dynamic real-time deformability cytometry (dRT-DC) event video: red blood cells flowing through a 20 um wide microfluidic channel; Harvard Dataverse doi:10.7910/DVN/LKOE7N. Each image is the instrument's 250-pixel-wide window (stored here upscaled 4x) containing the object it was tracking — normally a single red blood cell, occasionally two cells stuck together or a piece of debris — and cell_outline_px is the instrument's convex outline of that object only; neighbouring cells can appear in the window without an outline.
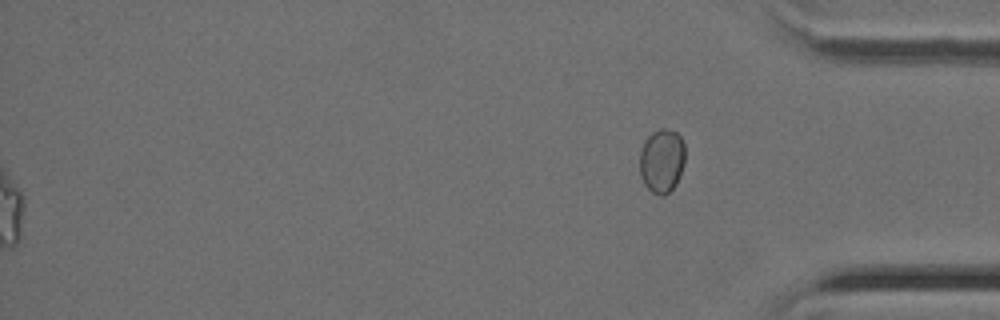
{"species": "Egyptian fruit bat (a non-hibernating species)", "species_latin": "Rousettus aegyptiacus", "temperature_condition": "cold", "stored_images_in_passage": 49, "segment_of_instrument_passage": [2, 2], "camera_frame_rate_fps": 3000, "um_per_image_px": 0.085, "animal": {"sex": "female"}, "frame": {"image": 1, "passage_image": 49, "time_ms": 16.0, "image_size_px": [1000, 320], "cell_outline_px": [[684, 164], [680, 176], [676, 184], [664, 196], [660, 196], [652, 192], [644, 184], [640, 176], [640, 152], [644, 140], [652, 132], [660, 128], [664, 128], [676, 132], [680, 136], [684, 144]], "centroid_in_image_um": [56.25, 13.66], "position_along_channel_um": 379.0, "area_um2": 17.05}}